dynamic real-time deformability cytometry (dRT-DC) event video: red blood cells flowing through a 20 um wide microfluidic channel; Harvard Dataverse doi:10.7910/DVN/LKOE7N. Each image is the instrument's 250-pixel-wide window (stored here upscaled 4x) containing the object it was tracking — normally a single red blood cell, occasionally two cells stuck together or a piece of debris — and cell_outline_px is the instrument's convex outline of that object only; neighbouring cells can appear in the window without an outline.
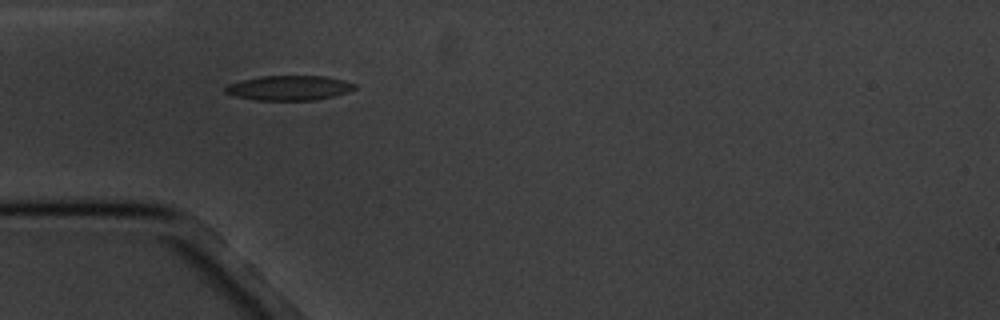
{"species": "common noctule bat (a hibernating species)", "species_latin": "Nyctalus noctula", "temperature_condition": "cold", "stored_images_in_passage": 7, "camera_frame_rate_fps": 3000, "um_per_image_px": 0.085, "animal": {"sex": "male", "body_mass_g": 20.1, "forearm_length_mm": 53.5}, "frame": {"image": 1, "passage_image": 5, "time_ms": 6.333, "image_size_px": [1000, 320], "cell_outline_px": [[356, 88], [348, 92], [316, 100], [256, 100], [236, 96], [224, 92], [224, 88], [228, 84], [260, 76], [324, 76], [344, 80], [356, 84]], "centroid_in_image_um": [24.59, 7.47], "position_along_channel_um": 60.4, "area_um2": 18.55}}
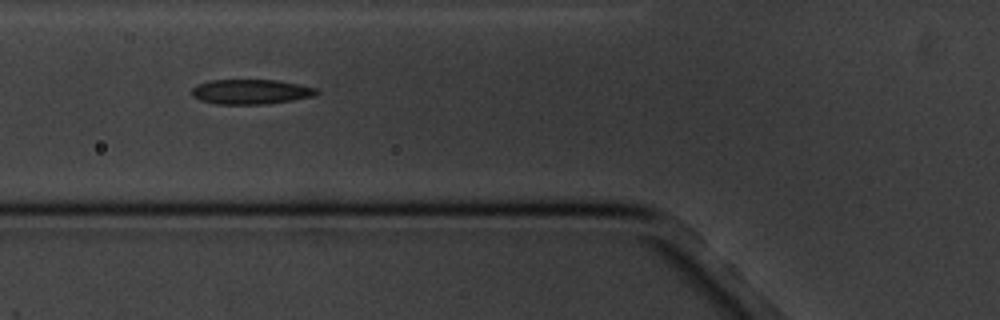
{"frame": {"image": 2, "passage_image": 6, "time_ms": 7.667, "image_size_px": [1000, 320], "cell_outline_px": [[320, 92], [316, 96], [268, 104], [216, 104], [200, 100], [192, 96], [192, 88], [196, 84], [212, 80], [276, 80], [300, 84], [320, 88]], "centroid_in_image_um": [21.37, 7.8], "position_along_channel_um": 104.4, "area_um2": 18.32}}
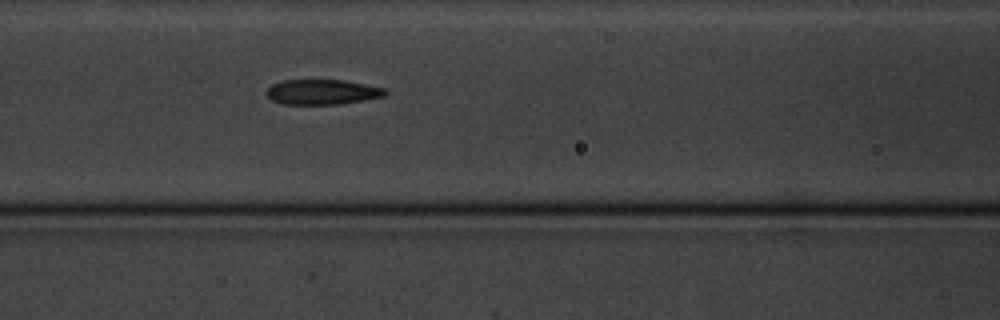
{"frame": {"image": 3, "passage_image": 7, "time_ms": 8.667, "image_size_px": [1000, 320], "cell_outline_px": [[388, 92], [384, 96], [364, 100], [340, 104], [284, 104], [272, 100], [264, 92], [272, 84], [280, 80], [344, 80], [384, 88]], "centroid_in_image_um": [27.36, 7.81], "position_along_channel_um": 139.2, "area_um2": 17.34}}